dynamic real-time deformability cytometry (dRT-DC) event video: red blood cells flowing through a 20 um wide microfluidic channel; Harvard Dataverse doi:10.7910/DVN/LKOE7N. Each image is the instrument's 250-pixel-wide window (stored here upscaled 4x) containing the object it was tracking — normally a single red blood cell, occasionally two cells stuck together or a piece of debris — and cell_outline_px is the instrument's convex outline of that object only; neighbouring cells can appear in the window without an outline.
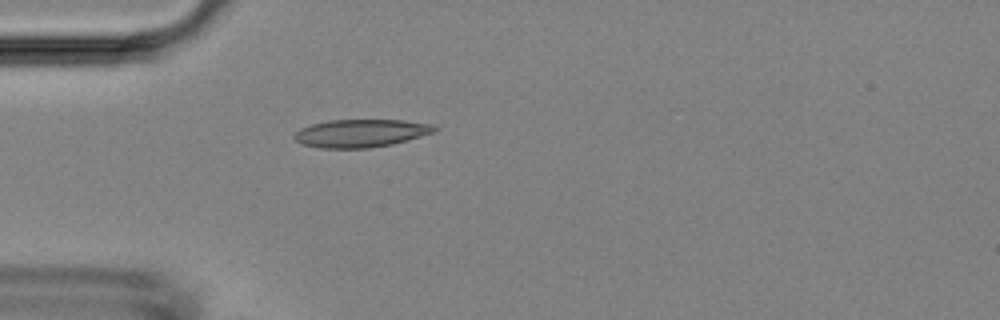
{"species": "Egyptian fruit bat (a non-hibernating species)", "species_latin": "Rousettus aegyptiacus", "temperature_condition": "room temperature", "stored_images_in_passage": 5, "camera_frame_rate_fps": 3000, "um_per_image_px": 0.085, "animal": {"sex": "female"}, "frame": {"image": 1, "passage_image": 5, "time_ms": 4.333, "image_size_px": [1000, 320], "cell_outline_px": [[440, 128], [436, 132], [392, 144], [368, 148], [320, 148], [300, 144], [292, 140], [292, 136], [300, 128], [312, 124], [328, 120], [404, 120], [436, 124]], "centroid_in_image_um": [30.68, 11.32], "position_along_channel_um": 54.3, "area_um2": 23.18}}